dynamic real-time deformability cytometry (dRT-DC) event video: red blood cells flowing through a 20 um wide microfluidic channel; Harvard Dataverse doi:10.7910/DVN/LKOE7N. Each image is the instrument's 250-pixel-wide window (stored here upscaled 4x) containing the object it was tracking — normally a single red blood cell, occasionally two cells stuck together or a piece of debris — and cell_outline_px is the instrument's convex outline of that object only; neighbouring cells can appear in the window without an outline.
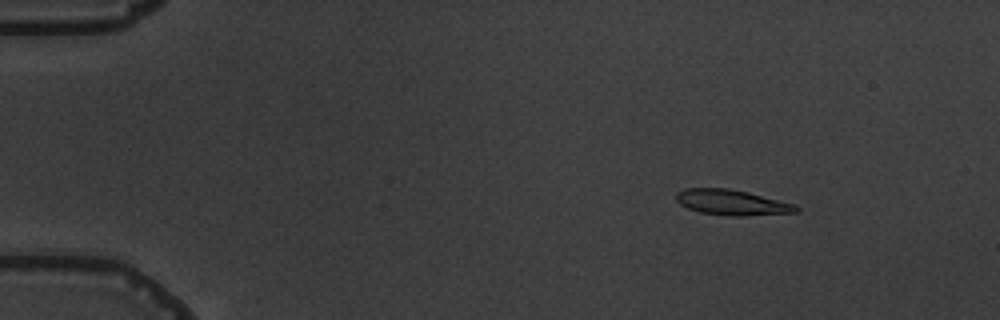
{"species": "common noctule bat (a hibernating species)", "species_latin": "Nyctalus noctula", "temperature_condition": "warm", "stored_images_in_passage": 6, "camera_frame_rate_fps": 3000, "um_per_image_px": 0.085, "animal": {"sex": "male", "body_mass_g": 19.5, "forearm_length_mm": 54.6}, "frame": {"image": 1, "passage_image": 3, "time_ms": 2.333, "image_size_px": [1000, 320], "cell_outline_px": [[800, 208], [796, 212], [744, 216], [728, 216], [700, 212], [688, 208], [680, 204], [676, 200], [676, 192], [684, 188], [728, 188], [748, 192], [796, 204]], "centroid_in_image_um": [62.2, 17.2], "position_along_channel_um": 22.8, "area_um2": 17.86}}